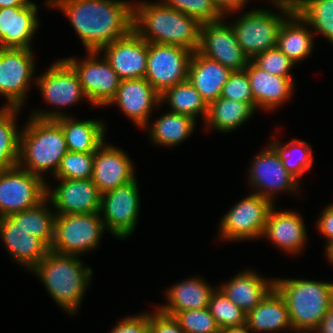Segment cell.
Here are the masks:
<instances>
[{"instance_id": "obj_5", "label": "cell", "mask_w": 333, "mask_h": 333, "mask_svg": "<svg viewBox=\"0 0 333 333\" xmlns=\"http://www.w3.org/2000/svg\"><path fill=\"white\" fill-rule=\"evenodd\" d=\"M275 288L287 304L294 333L316 330L333 305V282L275 278Z\"/></svg>"}, {"instance_id": "obj_52", "label": "cell", "mask_w": 333, "mask_h": 333, "mask_svg": "<svg viewBox=\"0 0 333 333\" xmlns=\"http://www.w3.org/2000/svg\"><path fill=\"white\" fill-rule=\"evenodd\" d=\"M324 252L329 263L333 266V241L329 242L324 247Z\"/></svg>"}, {"instance_id": "obj_2", "label": "cell", "mask_w": 333, "mask_h": 333, "mask_svg": "<svg viewBox=\"0 0 333 333\" xmlns=\"http://www.w3.org/2000/svg\"><path fill=\"white\" fill-rule=\"evenodd\" d=\"M30 272L44 285L59 308L72 317L78 314L93 282V270L80 256L52 250Z\"/></svg>"}, {"instance_id": "obj_16", "label": "cell", "mask_w": 333, "mask_h": 333, "mask_svg": "<svg viewBox=\"0 0 333 333\" xmlns=\"http://www.w3.org/2000/svg\"><path fill=\"white\" fill-rule=\"evenodd\" d=\"M197 51L231 71L244 70L250 58L239 47L233 28L225 18L200 26Z\"/></svg>"}, {"instance_id": "obj_12", "label": "cell", "mask_w": 333, "mask_h": 333, "mask_svg": "<svg viewBox=\"0 0 333 333\" xmlns=\"http://www.w3.org/2000/svg\"><path fill=\"white\" fill-rule=\"evenodd\" d=\"M137 177L101 195L100 216L108 233L119 240L134 234L141 210Z\"/></svg>"}, {"instance_id": "obj_39", "label": "cell", "mask_w": 333, "mask_h": 333, "mask_svg": "<svg viewBox=\"0 0 333 333\" xmlns=\"http://www.w3.org/2000/svg\"><path fill=\"white\" fill-rule=\"evenodd\" d=\"M94 152L82 153L68 151L61 159L53 178L91 179L93 174Z\"/></svg>"}, {"instance_id": "obj_15", "label": "cell", "mask_w": 333, "mask_h": 333, "mask_svg": "<svg viewBox=\"0 0 333 333\" xmlns=\"http://www.w3.org/2000/svg\"><path fill=\"white\" fill-rule=\"evenodd\" d=\"M193 53L176 45L148 42L145 79L162 94L166 89L187 80Z\"/></svg>"}, {"instance_id": "obj_21", "label": "cell", "mask_w": 333, "mask_h": 333, "mask_svg": "<svg viewBox=\"0 0 333 333\" xmlns=\"http://www.w3.org/2000/svg\"><path fill=\"white\" fill-rule=\"evenodd\" d=\"M121 80L145 78L148 42L134 30L99 51Z\"/></svg>"}, {"instance_id": "obj_34", "label": "cell", "mask_w": 333, "mask_h": 333, "mask_svg": "<svg viewBox=\"0 0 333 333\" xmlns=\"http://www.w3.org/2000/svg\"><path fill=\"white\" fill-rule=\"evenodd\" d=\"M160 104H167L169 111L190 116L196 121L201 116L202 122H204L207 116L208 104L188 80L180 82L160 94Z\"/></svg>"}, {"instance_id": "obj_19", "label": "cell", "mask_w": 333, "mask_h": 333, "mask_svg": "<svg viewBox=\"0 0 333 333\" xmlns=\"http://www.w3.org/2000/svg\"><path fill=\"white\" fill-rule=\"evenodd\" d=\"M307 227L300 212L291 209L278 210L274 205L267 218L261 239H266L280 251L296 256L304 251L308 242Z\"/></svg>"}, {"instance_id": "obj_13", "label": "cell", "mask_w": 333, "mask_h": 333, "mask_svg": "<svg viewBox=\"0 0 333 333\" xmlns=\"http://www.w3.org/2000/svg\"><path fill=\"white\" fill-rule=\"evenodd\" d=\"M248 167L246 180L251 193L268 198L273 203L282 192H291L293 196L296 193L297 196L302 191L301 183L285 169L279 154L269 143L254 155Z\"/></svg>"}, {"instance_id": "obj_53", "label": "cell", "mask_w": 333, "mask_h": 333, "mask_svg": "<svg viewBox=\"0 0 333 333\" xmlns=\"http://www.w3.org/2000/svg\"><path fill=\"white\" fill-rule=\"evenodd\" d=\"M295 333H318L317 330H302Z\"/></svg>"}, {"instance_id": "obj_28", "label": "cell", "mask_w": 333, "mask_h": 333, "mask_svg": "<svg viewBox=\"0 0 333 333\" xmlns=\"http://www.w3.org/2000/svg\"><path fill=\"white\" fill-rule=\"evenodd\" d=\"M231 72L229 68L196 50L189 64L187 80L209 104L221 97L222 88Z\"/></svg>"}, {"instance_id": "obj_41", "label": "cell", "mask_w": 333, "mask_h": 333, "mask_svg": "<svg viewBox=\"0 0 333 333\" xmlns=\"http://www.w3.org/2000/svg\"><path fill=\"white\" fill-rule=\"evenodd\" d=\"M173 316L185 333H220L209 308L186 310Z\"/></svg>"}, {"instance_id": "obj_36", "label": "cell", "mask_w": 333, "mask_h": 333, "mask_svg": "<svg viewBox=\"0 0 333 333\" xmlns=\"http://www.w3.org/2000/svg\"><path fill=\"white\" fill-rule=\"evenodd\" d=\"M22 110L19 107H0V170L18 166L22 128L16 122Z\"/></svg>"}, {"instance_id": "obj_32", "label": "cell", "mask_w": 333, "mask_h": 333, "mask_svg": "<svg viewBox=\"0 0 333 333\" xmlns=\"http://www.w3.org/2000/svg\"><path fill=\"white\" fill-rule=\"evenodd\" d=\"M254 103L240 102L219 97L208 104L203 127L206 131L214 129L219 133H231L256 114Z\"/></svg>"}, {"instance_id": "obj_3", "label": "cell", "mask_w": 333, "mask_h": 333, "mask_svg": "<svg viewBox=\"0 0 333 333\" xmlns=\"http://www.w3.org/2000/svg\"><path fill=\"white\" fill-rule=\"evenodd\" d=\"M201 24L161 0L134 1L133 30L149 43L176 45L195 52Z\"/></svg>"}, {"instance_id": "obj_20", "label": "cell", "mask_w": 333, "mask_h": 333, "mask_svg": "<svg viewBox=\"0 0 333 333\" xmlns=\"http://www.w3.org/2000/svg\"><path fill=\"white\" fill-rule=\"evenodd\" d=\"M134 162L122 148L105 141L94 152L93 174L91 180L101 194L125 185L136 176Z\"/></svg>"}, {"instance_id": "obj_26", "label": "cell", "mask_w": 333, "mask_h": 333, "mask_svg": "<svg viewBox=\"0 0 333 333\" xmlns=\"http://www.w3.org/2000/svg\"><path fill=\"white\" fill-rule=\"evenodd\" d=\"M216 288L197 274L166 288L163 296L167 302L157 304V308L171 316L186 310L208 308L211 295Z\"/></svg>"}, {"instance_id": "obj_45", "label": "cell", "mask_w": 333, "mask_h": 333, "mask_svg": "<svg viewBox=\"0 0 333 333\" xmlns=\"http://www.w3.org/2000/svg\"><path fill=\"white\" fill-rule=\"evenodd\" d=\"M155 311H149L150 333H185L174 316L160 311L155 306Z\"/></svg>"}, {"instance_id": "obj_17", "label": "cell", "mask_w": 333, "mask_h": 333, "mask_svg": "<svg viewBox=\"0 0 333 333\" xmlns=\"http://www.w3.org/2000/svg\"><path fill=\"white\" fill-rule=\"evenodd\" d=\"M51 187L47 180L46 197L57 215L95 213L100 211L101 192L91 179H62Z\"/></svg>"}, {"instance_id": "obj_6", "label": "cell", "mask_w": 333, "mask_h": 333, "mask_svg": "<svg viewBox=\"0 0 333 333\" xmlns=\"http://www.w3.org/2000/svg\"><path fill=\"white\" fill-rule=\"evenodd\" d=\"M251 8L249 11H235L224 15L230 18L240 14L237 19L229 21L233 28L239 47L252 60L256 55L275 48L280 28L284 21L294 12L293 10L274 6L273 9ZM232 14V15H231ZM229 16V17H227Z\"/></svg>"}, {"instance_id": "obj_9", "label": "cell", "mask_w": 333, "mask_h": 333, "mask_svg": "<svg viewBox=\"0 0 333 333\" xmlns=\"http://www.w3.org/2000/svg\"><path fill=\"white\" fill-rule=\"evenodd\" d=\"M106 231L99 212L57 215L50 250L76 256L95 252Z\"/></svg>"}, {"instance_id": "obj_24", "label": "cell", "mask_w": 333, "mask_h": 333, "mask_svg": "<svg viewBox=\"0 0 333 333\" xmlns=\"http://www.w3.org/2000/svg\"><path fill=\"white\" fill-rule=\"evenodd\" d=\"M0 241L12 260L29 272L50 250L41 239L28 234L10 216L0 218Z\"/></svg>"}, {"instance_id": "obj_48", "label": "cell", "mask_w": 333, "mask_h": 333, "mask_svg": "<svg viewBox=\"0 0 333 333\" xmlns=\"http://www.w3.org/2000/svg\"><path fill=\"white\" fill-rule=\"evenodd\" d=\"M316 330L318 333H333V305L328 309Z\"/></svg>"}, {"instance_id": "obj_1", "label": "cell", "mask_w": 333, "mask_h": 333, "mask_svg": "<svg viewBox=\"0 0 333 333\" xmlns=\"http://www.w3.org/2000/svg\"><path fill=\"white\" fill-rule=\"evenodd\" d=\"M45 5L66 16L86 52L100 51L133 30L134 0H46Z\"/></svg>"}, {"instance_id": "obj_14", "label": "cell", "mask_w": 333, "mask_h": 333, "mask_svg": "<svg viewBox=\"0 0 333 333\" xmlns=\"http://www.w3.org/2000/svg\"><path fill=\"white\" fill-rule=\"evenodd\" d=\"M47 181L16 166L0 170V216L21 212L46 198Z\"/></svg>"}, {"instance_id": "obj_30", "label": "cell", "mask_w": 333, "mask_h": 333, "mask_svg": "<svg viewBox=\"0 0 333 333\" xmlns=\"http://www.w3.org/2000/svg\"><path fill=\"white\" fill-rule=\"evenodd\" d=\"M150 121L151 123L149 122L143 128L144 131H148L149 141L153 145L168 149L184 143L188 137H191L198 125L192 117L169 110Z\"/></svg>"}, {"instance_id": "obj_31", "label": "cell", "mask_w": 333, "mask_h": 333, "mask_svg": "<svg viewBox=\"0 0 333 333\" xmlns=\"http://www.w3.org/2000/svg\"><path fill=\"white\" fill-rule=\"evenodd\" d=\"M314 38L309 24L295 11L282 24L276 47L297 64L312 55Z\"/></svg>"}, {"instance_id": "obj_27", "label": "cell", "mask_w": 333, "mask_h": 333, "mask_svg": "<svg viewBox=\"0 0 333 333\" xmlns=\"http://www.w3.org/2000/svg\"><path fill=\"white\" fill-rule=\"evenodd\" d=\"M246 324L253 333H294L285 299L275 287L246 314Z\"/></svg>"}, {"instance_id": "obj_4", "label": "cell", "mask_w": 333, "mask_h": 333, "mask_svg": "<svg viewBox=\"0 0 333 333\" xmlns=\"http://www.w3.org/2000/svg\"><path fill=\"white\" fill-rule=\"evenodd\" d=\"M20 132L18 166L41 177L54 176L68 152L61 125L56 120L29 116Z\"/></svg>"}, {"instance_id": "obj_33", "label": "cell", "mask_w": 333, "mask_h": 333, "mask_svg": "<svg viewBox=\"0 0 333 333\" xmlns=\"http://www.w3.org/2000/svg\"><path fill=\"white\" fill-rule=\"evenodd\" d=\"M50 204V205H48ZM28 234L41 239L49 248L55 236V220L57 214L50 200L46 197L35 207L9 215Z\"/></svg>"}, {"instance_id": "obj_44", "label": "cell", "mask_w": 333, "mask_h": 333, "mask_svg": "<svg viewBox=\"0 0 333 333\" xmlns=\"http://www.w3.org/2000/svg\"><path fill=\"white\" fill-rule=\"evenodd\" d=\"M110 333H150L149 311L123 317Z\"/></svg>"}, {"instance_id": "obj_23", "label": "cell", "mask_w": 333, "mask_h": 333, "mask_svg": "<svg viewBox=\"0 0 333 333\" xmlns=\"http://www.w3.org/2000/svg\"><path fill=\"white\" fill-rule=\"evenodd\" d=\"M245 70L253 95V103L258 111L274 112L293 97L296 87L295 77L270 74L260 69L252 60Z\"/></svg>"}, {"instance_id": "obj_29", "label": "cell", "mask_w": 333, "mask_h": 333, "mask_svg": "<svg viewBox=\"0 0 333 333\" xmlns=\"http://www.w3.org/2000/svg\"><path fill=\"white\" fill-rule=\"evenodd\" d=\"M61 125L68 151L73 152H96L106 141L107 125L103 119L79 120L74 116H65L56 119Z\"/></svg>"}, {"instance_id": "obj_50", "label": "cell", "mask_w": 333, "mask_h": 333, "mask_svg": "<svg viewBox=\"0 0 333 333\" xmlns=\"http://www.w3.org/2000/svg\"><path fill=\"white\" fill-rule=\"evenodd\" d=\"M220 333H253L247 326L243 324L240 326L228 327L220 329Z\"/></svg>"}, {"instance_id": "obj_7", "label": "cell", "mask_w": 333, "mask_h": 333, "mask_svg": "<svg viewBox=\"0 0 333 333\" xmlns=\"http://www.w3.org/2000/svg\"><path fill=\"white\" fill-rule=\"evenodd\" d=\"M36 76L37 89L40 90L45 103L53 108L48 111L46 109H33L29 115L31 117L56 120L65 116H73L70 113H65L62 109L87 100L78 75L63 58L55 60L45 72Z\"/></svg>"}, {"instance_id": "obj_18", "label": "cell", "mask_w": 333, "mask_h": 333, "mask_svg": "<svg viewBox=\"0 0 333 333\" xmlns=\"http://www.w3.org/2000/svg\"><path fill=\"white\" fill-rule=\"evenodd\" d=\"M113 105L118 106L132 123L143 129L150 122L151 114L161 107L160 94L145 78L124 79L108 106Z\"/></svg>"}, {"instance_id": "obj_38", "label": "cell", "mask_w": 333, "mask_h": 333, "mask_svg": "<svg viewBox=\"0 0 333 333\" xmlns=\"http://www.w3.org/2000/svg\"><path fill=\"white\" fill-rule=\"evenodd\" d=\"M208 308L220 329L246 323V313L236 306L218 287L211 295Z\"/></svg>"}, {"instance_id": "obj_35", "label": "cell", "mask_w": 333, "mask_h": 333, "mask_svg": "<svg viewBox=\"0 0 333 333\" xmlns=\"http://www.w3.org/2000/svg\"><path fill=\"white\" fill-rule=\"evenodd\" d=\"M273 134L269 144L277 151L285 169L300 183L302 176L314 167L313 147L311 143L294 138L287 143ZM283 143V144H282Z\"/></svg>"}, {"instance_id": "obj_43", "label": "cell", "mask_w": 333, "mask_h": 333, "mask_svg": "<svg viewBox=\"0 0 333 333\" xmlns=\"http://www.w3.org/2000/svg\"><path fill=\"white\" fill-rule=\"evenodd\" d=\"M221 97L253 103V95L246 70L232 71L224 84Z\"/></svg>"}, {"instance_id": "obj_37", "label": "cell", "mask_w": 333, "mask_h": 333, "mask_svg": "<svg viewBox=\"0 0 333 333\" xmlns=\"http://www.w3.org/2000/svg\"><path fill=\"white\" fill-rule=\"evenodd\" d=\"M296 12L318 35L333 45V0H301Z\"/></svg>"}, {"instance_id": "obj_46", "label": "cell", "mask_w": 333, "mask_h": 333, "mask_svg": "<svg viewBox=\"0 0 333 333\" xmlns=\"http://www.w3.org/2000/svg\"><path fill=\"white\" fill-rule=\"evenodd\" d=\"M315 228L319 231L320 235H323L326 239L325 246L333 241V203L328 204L320 211V216L315 222Z\"/></svg>"}, {"instance_id": "obj_25", "label": "cell", "mask_w": 333, "mask_h": 333, "mask_svg": "<svg viewBox=\"0 0 333 333\" xmlns=\"http://www.w3.org/2000/svg\"><path fill=\"white\" fill-rule=\"evenodd\" d=\"M216 286L247 314L275 287V278L265 277L255 269L247 268Z\"/></svg>"}, {"instance_id": "obj_51", "label": "cell", "mask_w": 333, "mask_h": 333, "mask_svg": "<svg viewBox=\"0 0 333 333\" xmlns=\"http://www.w3.org/2000/svg\"><path fill=\"white\" fill-rule=\"evenodd\" d=\"M31 0H0V8L26 6Z\"/></svg>"}, {"instance_id": "obj_42", "label": "cell", "mask_w": 333, "mask_h": 333, "mask_svg": "<svg viewBox=\"0 0 333 333\" xmlns=\"http://www.w3.org/2000/svg\"><path fill=\"white\" fill-rule=\"evenodd\" d=\"M252 61L262 70L280 77H293L291 70L296 63L277 47L256 55Z\"/></svg>"}, {"instance_id": "obj_8", "label": "cell", "mask_w": 333, "mask_h": 333, "mask_svg": "<svg viewBox=\"0 0 333 333\" xmlns=\"http://www.w3.org/2000/svg\"><path fill=\"white\" fill-rule=\"evenodd\" d=\"M275 204L255 193L246 195L221 217L217 239L223 243L259 240Z\"/></svg>"}, {"instance_id": "obj_47", "label": "cell", "mask_w": 333, "mask_h": 333, "mask_svg": "<svg viewBox=\"0 0 333 333\" xmlns=\"http://www.w3.org/2000/svg\"><path fill=\"white\" fill-rule=\"evenodd\" d=\"M216 6L223 15L242 11L246 8L249 0H214Z\"/></svg>"}, {"instance_id": "obj_22", "label": "cell", "mask_w": 333, "mask_h": 333, "mask_svg": "<svg viewBox=\"0 0 333 333\" xmlns=\"http://www.w3.org/2000/svg\"><path fill=\"white\" fill-rule=\"evenodd\" d=\"M38 7L31 0L26 6L0 8V48L33 49L41 24Z\"/></svg>"}, {"instance_id": "obj_49", "label": "cell", "mask_w": 333, "mask_h": 333, "mask_svg": "<svg viewBox=\"0 0 333 333\" xmlns=\"http://www.w3.org/2000/svg\"><path fill=\"white\" fill-rule=\"evenodd\" d=\"M272 4L271 6L283 7L294 12L297 10L301 0H265Z\"/></svg>"}, {"instance_id": "obj_10", "label": "cell", "mask_w": 333, "mask_h": 333, "mask_svg": "<svg viewBox=\"0 0 333 333\" xmlns=\"http://www.w3.org/2000/svg\"><path fill=\"white\" fill-rule=\"evenodd\" d=\"M82 60L63 58L78 75L87 101L95 108H107L115 98L121 79L99 51H87Z\"/></svg>"}, {"instance_id": "obj_40", "label": "cell", "mask_w": 333, "mask_h": 333, "mask_svg": "<svg viewBox=\"0 0 333 333\" xmlns=\"http://www.w3.org/2000/svg\"><path fill=\"white\" fill-rule=\"evenodd\" d=\"M167 7L195 18L200 24L220 21L224 15L214 0H161Z\"/></svg>"}, {"instance_id": "obj_11", "label": "cell", "mask_w": 333, "mask_h": 333, "mask_svg": "<svg viewBox=\"0 0 333 333\" xmlns=\"http://www.w3.org/2000/svg\"><path fill=\"white\" fill-rule=\"evenodd\" d=\"M37 70L33 49L0 48V95L6 99L3 107L24 108Z\"/></svg>"}]
</instances>
